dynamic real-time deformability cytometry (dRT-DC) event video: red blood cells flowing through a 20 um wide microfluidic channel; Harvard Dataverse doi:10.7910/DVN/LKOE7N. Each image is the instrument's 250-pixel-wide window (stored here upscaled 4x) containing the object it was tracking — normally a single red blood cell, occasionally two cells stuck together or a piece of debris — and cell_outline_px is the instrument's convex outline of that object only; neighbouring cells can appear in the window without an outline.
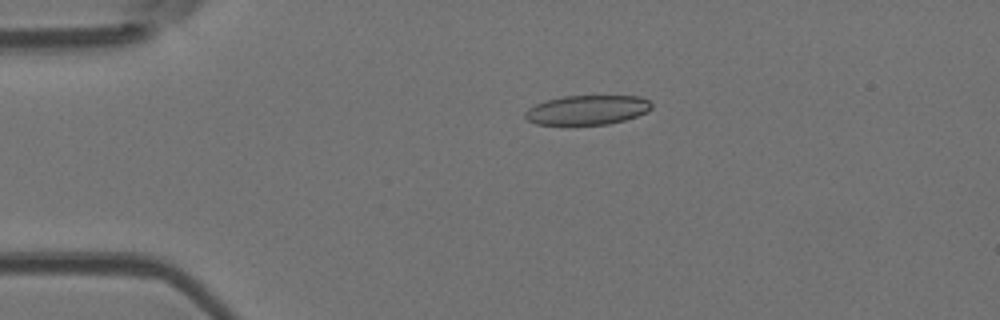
{"species": "Egyptian fruit bat (a non-hibernating species)", "species_latin": "Rousettus aegyptiacus", "temperature_condition": "room temperature", "stored_images_in_passage": 44, "camera_frame_rate_fps": 3000, "um_per_image_px": 0.085, "animal": {"sex": "female"}, "frame": {"image": 1, "passage_image": 2, "time_ms": 0.333, "image_size_px": [1000, 320], "cell_outline_px": [[652, 108], [636, 116], [624, 120], [608, 124], [536, 124], [528, 120], [524, 116], [524, 112], [528, 108], [544, 100], [564, 96], [640, 96], [648, 100], [652, 104]], "centroid_in_image_um": [49.89, 9.33], "position_along_channel_um": 35.1, "area_um2": 21.56}}
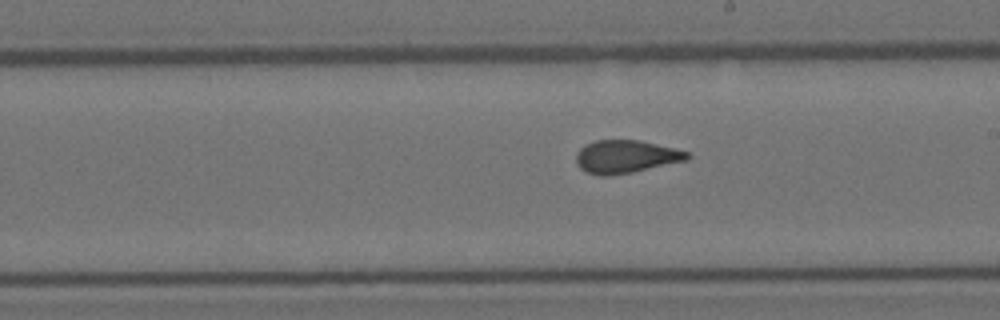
{"frame": {"image": 2, "passage_image": 21, "time_ms": 6.667, "image_size_px": [1000, 320], "cell_outline_px": [[692, 156], [688, 160], [632, 172], [608, 176], [600, 176], [588, 172], [580, 168], [576, 164], [576, 152], [584, 144], [596, 140], [640, 140], [676, 148], [688, 152]], "centroid_in_image_um": [53.2, 13.31], "position_along_channel_um": 235.8, "area_um2": 21.5}}
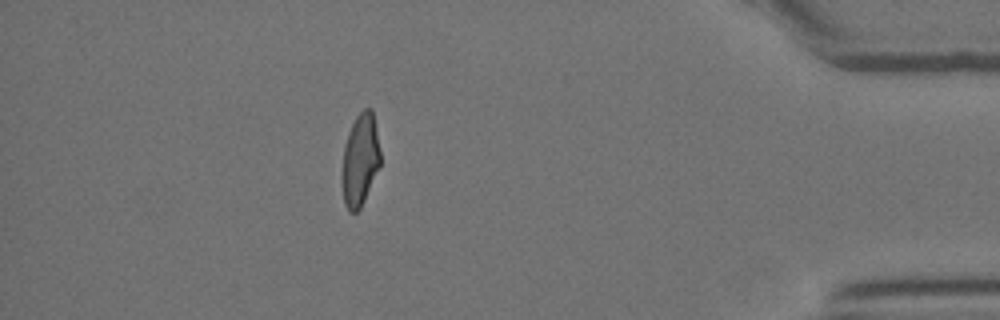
{"frame": {"image": 3, "passage_image": 38, "time_ms": 12.333, "image_size_px": [1000, 320], "cell_outline_px": [[380, 164], [364, 200], [360, 208], [356, 212], [348, 212], [344, 204], [340, 180], [344, 148], [348, 132], [356, 116], [364, 108], [372, 108], [380, 152]], "centroid_in_image_um": [30.57, 13.62], "position_along_channel_um": 404.6, "area_um2": 20.63}, "authors_computed_cell_mechanics": {"area_um2": 21.5883, "velocity_mm_per_s": 3.7999, "shape_relaxation_time_tau1_ms": null, "shape_relaxation_time_tau2_ms": 1.0979, "deformation_change_tau1": null, "deformation_change_tau2": 0.0632}}